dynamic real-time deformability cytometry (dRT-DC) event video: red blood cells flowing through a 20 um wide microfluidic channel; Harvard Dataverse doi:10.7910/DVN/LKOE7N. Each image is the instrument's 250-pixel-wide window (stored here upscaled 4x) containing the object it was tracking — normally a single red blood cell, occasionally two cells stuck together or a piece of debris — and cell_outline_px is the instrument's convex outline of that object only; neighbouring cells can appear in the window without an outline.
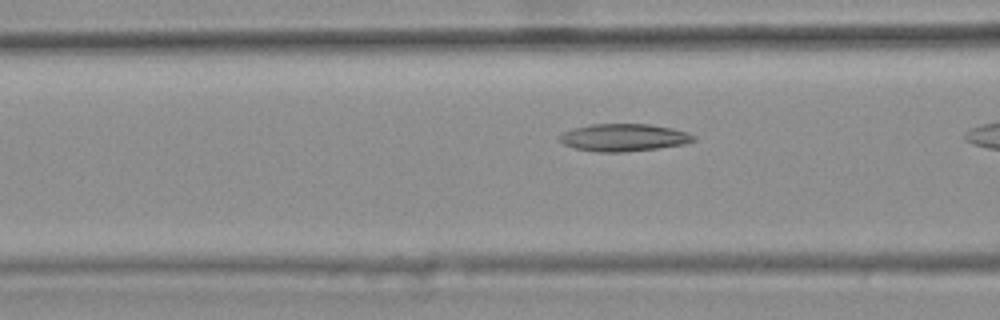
{"species": "common noctule bat (a hibernating species)", "species_latin": "Nyctalus noctula", "temperature_condition": "warm", "stored_images_in_passage": 12, "camera_frame_rate_fps": 3000, "um_per_image_px": 0.085, "animal": {"sex": "female", "body_mass_g": 25.1}, "frame": {"image": 1, "passage_image": 10, "time_ms": 3.0, "image_size_px": [1000, 320], "cell_outline_px": [[696, 140], [684, 144], [656, 148], [624, 152], [596, 152], [576, 148], [564, 144], [556, 136], [572, 128], [592, 124], [652, 124], [672, 128], [688, 132], [696, 136]], "centroid_in_image_um": [53.02, 11.68], "position_along_channel_um": 113.6, "area_um2": 21.5}}